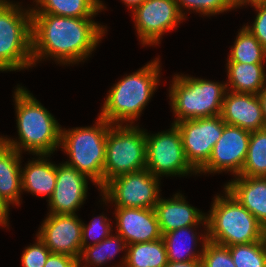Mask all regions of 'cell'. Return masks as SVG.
Returning <instances> with one entry per match:
<instances>
[{
    "label": "cell",
    "mask_w": 266,
    "mask_h": 267,
    "mask_svg": "<svg viewBox=\"0 0 266 267\" xmlns=\"http://www.w3.org/2000/svg\"><path fill=\"white\" fill-rule=\"evenodd\" d=\"M126 247L127 243L119 234L115 236L109 235L95 245L89 243V246L82 248L81 250V254L78 258L79 267L82 266L81 262H85L82 267H90L92 265L103 266L105 265L104 263L113 259L120 250L123 251Z\"/></svg>",
    "instance_id": "27"
},
{
    "label": "cell",
    "mask_w": 266,
    "mask_h": 267,
    "mask_svg": "<svg viewBox=\"0 0 266 267\" xmlns=\"http://www.w3.org/2000/svg\"><path fill=\"white\" fill-rule=\"evenodd\" d=\"M159 59L115 83L105 98L100 117L111 124L132 125L155 92L160 73Z\"/></svg>",
    "instance_id": "3"
},
{
    "label": "cell",
    "mask_w": 266,
    "mask_h": 267,
    "mask_svg": "<svg viewBox=\"0 0 266 267\" xmlns=\"http://www.w3.org/2000/svg\"><path fill=\"white\" fill-rule=\"evenodd\" d=\"M159 178L147 169L117 176L101 189L103 202L116 207L154 209L160 197Z\"/></svg>",
    "instance_id": "9"
},
{
    "label": "cell",
    "mask_w": 266,
    "mask_h": 267,
    "mask_svg": "<svg viewBox=\"0 0 266 267\" xmlns=\"http://www.w3.org/2000/svg\"><path fill=\"white\" fill-rule=\"evenodd\" d=\"M127 252L117 267H166L167 251L163 239L127 245ZM116 267V266H113Z\"/></svg>",
    "instance_id": "25"
},
{
    "label": "cell",
    "mask_w": 266,
    "mask_h": 267,
    "mask_svg": "<svg viewBox=\"0 0 266 267\" xmlns=\"http://www.w3.org/2000/svg\"><path fill=\"white\" fill-rule=\"evenodd\" d=\"M225 189L256 219L266 224V177L235 176Z\"/></svg>",
    "instance_id": "19"
},
{
    "label": "cell",
    "mask_w": 266,
    "mask_h": 267,
    "mask_svg": "<svg viewBox=\"0 0 266 267\" xmlns=\"http://www.w3.org/2000/svg\"><path fill=\"white\" fill-rule=\"evenodd\" d=\"M51 254L48 247L37 236V242L25 248L21 263L23 267H44Z\"/></svg>",
    "instance_id": "33"
},
{
    "label": "cell",
    "mask_w": 266,
    "mask_h": 267,
    "mask_svg": "<svg viewBox=\"0 0 266 267\" xmlns=\"http://www.w3.org/2000/svg\"><path fill=\"white\" fill-rule=\"evenodd\" d=\"M105 29L93 18L31 14L33 65L43 57L64 65L77 64L92 54Z\"/></svg>",
    "instance_id": "1"
},
{
    "label": "cell",
    "mask_w": 266,
    "mask_h": 267,
    "mask_svg": "<svg viewBox=\"0 0 266 267\" xmlns=\"http://www.w3.org/2000/svg\"><path fill=\"white\" fill-rule=\"evenodd\" d=\"M181 135L186 159L198 172L209 160L212 148L222 136L226 123L221 116L175 123Z\"/></svg>",
    "instance_id": "11"
},
{
    "label": "cell",
    "mask_w": 266,
    "mask_h": 267,
    "mask_svg": "<svg viewBox=\"0 0 266 267\" xmlns=\"http://www.w3.org/2000/svg\"><path fill=\"white\" fill-rule=\"evenodd\" d=\"M263 1H266V0H232V3H233L234 8H238L239 6H242V5L244 6L245 4L254 5L257 3H261Z\"/></svg>",
    "instance_id": "39"
},
{
    "label": "cell",
    "mask_w": 266,
    "mask_h": 267,
    "mask_svg": "<svg viewBox=\"0 0 266 267\" xmlns=\"http://www.w3.org/2000/svg\"><path fill=\"white\" fill-rule=\"evenodd\" d=\"M117 233L127 243H144L162 238L154 209L115 207Z\"/></svg>",
    "instance_id": "16"
},
{
    "label": "cell",
    "mask_w": 266,
    "mask_h": 267,
    "mask_svg": "<svg viewBox=\"0 0 266 267\" xmlns=\"http://www.w3.org/2000/svg\"><path fill=\"white\" fill-rule=\"evenodd\" d=\"M200 261L201 267H236L229 247L209 240L206 241Z\"/></svg>",
    "instance_id": "30"
},
{
    "label": "cell",
    "mask_w": 266,
    "mask_h": 267,
    "mask_svg": "<svg viewBox=\"0 0 266 267\" xmlns=\"http://www.w3.org/2000/svg\"><path fill=\"white\" fill-rule=\"evenodd\" d=\"M166 267H201V261L193 260L188 262H168Z\"/></svg>",
    "instance_id": "37"
},
{
    "label": "cell",
    "mask_w": 266,
    "mask_h": 267,
    "mask_svg": "<svg viewBox=\"0 0 266 267\" xmlns=\"http://www.w3.org/2000/svg\"><path fill=\"white\" fill-rule=\"evenodd\" d=\"M121 1H123L124 4H126L127 7H129V9L131 8L133 10L134 8L142 4L145 0H121Z\"/></svg>",
    "instance_id": "40"
},
{
    "label": "cell",
    "mask_w": 266,
    "mask_h": 267,
    "mask_svg": "<svg viewBox=\"0 0 266 267\" xmlns=\"http://www.w3.org/2000/svg\"><path fill=\"white\" fill-rule=\"evenodd\" d=\"M142 45H156L165 31L173 30L185 19L175 0H145L131 10Z\"/></svg>",
    "instance_id": "12"
},
{
    "label": "cell",
    "mask_w": 266,
    "mask_h": 267,
    "mask_svg": "<svg viewBox=\"0 0 266 267\" xmlns=\"http://www.w3.org/2000/svg\"><path fill=\"white\" fill-rule=\"evenodd\" d=\"M110 219L107 220V217L104 215L97 216L91 220L89 225H85L82 222V248L89 246L88 239L92 238L93 245L101 242L111 234V225Z\"/></svg>",
    "instance_id": "32"
},
{
    "label": "cell",
    "mask_w": 266,
    "mask_h": 267,
    "mask_svg": "<svg viewBox=\"0 0 266 267\" xmlns=\"http://www.w3.org/2000/svg\"><path fill=\"white\" fill-rule=\"evenodd\" d=\"M220 116L227 125L249 132L265 128L262 104L256 94L226 91Z\"/></svg>",
    "instance_id": "17"
},
{
    "label": "cell",
    "mask_w": 266,
    "mask_h": 267,
    "mask_svg": "<svg viewBox=\"0 0 266 267\" xmlns=\"http://www.w3.org/2000/svg\"><path fill=\"white\" fill-rule=\"evenodd\" d=\"M126 124H112L108 130L103 186L117 176L146 169V132Z\"/></svg>",
    "instance_id": "8"
},
{
    "label": "cell",
    "mask_w": 266,
    "mask_h": 267,
    "mask_svg": "<svg viewBox=\"0 0 266 267\" xmlns=\"http://www.w3.org/2000/svg\"><path fill=\"white\" fill-rule=\"evenodd\" d=\"M20 164L21 154L0 139V198L8 207L11 204L20 205L22 193Z\"/></svg>",
    "instance_id": "20"
},
{
    "label": "cell",
    "mask_w": 266,
    "mask_h": 267,
    "mask_svg": "<svg viewBox=\"0 0 266 267\" xmlns=\"http://www.w3.org/2000/svg\"><path fill=\"white\" fill-rule=\"evenodd\" d=\"M96 125L61 130L60 147L69 155L65 163L103 187L107 133L112 125L98 116Z\"/></svg>",
    "instance_id": "4"
},
{
    "label": "cell",
    "mask_w": 266,
    "mask_h": 267,
    "mask_svg": "<svg viewBox=\"0 0 266 267\" xmlns=\"http://www.w3.org/2000/svg\"><path fill=\"white\" fill-rule=\"evenodd\" d=\"M44 267H79V262L70 255L51 253Z\"/></svg>",
    "instance_id": "35"
},
{
    "label": "cell",
    "mask_w": 266,
    "mask_h": 267,
    "mask_svg": "<svg viewBox=\"0 0 266 267\" xmlns=\"http://www.w3.org/2000/svg\"><path fill=\"white\" fill-rule=\"evenodd\" d=\"M226 91L224 82L222 84L176 74L169 90L171 108L176 116L172 124L219 116Z\"/></svg>",
    "instance_id": "6"
},
{
    "label": "cell",
    "mask_w": 266,
    "mask_h": 267,
    "mask_svg": "<svg viewBox=\"0 0 266 267\" xmlns=\"http://www.w3.org/2000/svg\"><path fill=\"white\" fill-rule=\"evenodd\" d=\"M261 242L266 251V224L261 225Z\"/></svg>",
    "instance_id": "41"
},
{
    "label": "cell",
    "mask_w": 266,
    "mask_h": 267,
    "mask_svg": "<svg viewBox=\"0 0 266 267\" xmlns=\"http://www.w3.org/2000/svg\"><path fill=\"white\" fill-rule=\"evenodd\" d=\"M88 177L62 163L56 165V183L48 200L50 214H76L87 197Z\"/></svg>",
    "instance_id": "15"
},
{
    "label": "cell",
    "mask_w": 266,
    "mask_h": 267,
    "mask_svg": "<svg viewBox=\"0 0 266 267\" xmlns=\"http://www.w3.org/2000/svg\"><path fill=\"white\" fill-rule=\"evenodd\" d=\"M251 6H254L258 13L252 26L250 27V25H246L245 27L259 40L261 45L266 49V1Z\"/></svg>",
    "instance_id": "34"
},
{
    "label": "cell",
    "mask_w": 266,
    "mask_h": 267,
    "mask_svg": "<svg viewBox=\"0 0 266 267\" xmlns=\"http://www.w3.org/2000/svg\"><path fill=\"white\" fill-rule=\"evenodd\" d=\"M228 57L227 62L264 64L266 49L244 25L238 32Z\"/></svg>",
    "instance_id": "26"
},
{
    "label": "cell",
    "mask_w": 266,
    "mask_h": 267,
    "mask_svg": "<svg viewBox=\"0 0 266 267\" xmlns=\"http://www.w3.org/2000/svg\"><path fill=\"white\" fill-rule=\"evenodd\" d=\"M236 267H266V251L261 241L229 246Z\"/></svg>",
    "instance_id": "29"
},
{
    "label": "cell",
    "mask_w": 266,
    "mask_h": 267,
    "mask_svg": "<svg viewBox=\"0 0 266 267\" xmlns=\"http://www.w3.org/2000/svg\"><path fill=\"white\" fill-rule=\"evenodd\" d=\"M171 126V129L152 136L146 132V169L158 178L162 175L197 174L186 159L177 126Z\"/></svg>",
    "instance_id": "10"
},
{
    "label": "cell",
    "mask_w": 266,
    "mask_h": 267,
    "mask_svg": "<svg viewBox=\"0 0 266 267\" xmlns=\"http://www.w3.org/2000/svg\"><path fill=\"white\" fill-rule=\"evenodd\" d=\"M227 91L258 95L266 86L264 64L227 62ZM231 88L232 90H229Z\"/></svg>",
    "instance_id": "23"
},
{
    "label": "cell",
    "mask_w": 266,
    "mask_h": 267,
    "mask_svg": "<svg viewBox=\"0 0 266 267\" xmlns=\"http://www.w3.org/2000/svg\"><path fill=\"white\" fill-rule=\"evenodd\" d=\"M250 133L226 124L222 136L212 148L208 162L198 173L230 171L234 176L240 175L248 153Z\"/></svg>",
    "instance_id": "13"
},
{
    "label": "cell",
    "mask_w": 266,
    "mask_h": 267,
    "mask_svg": "<svg viewBox=\"0 0 266 267\" xmlns=\"http://www.w3.org/2000/svg\"><path fill=\"white\" fill-rule=\"evenodd\" d=\"M154 210L162 235L175 229L198 226L201 223L205 224V231L207 230L206 215L189 205L180 193L171 199L159 198Z\"/></svg>",
    "instance_id": "18"
},
{
    "label": "cell",
    "mask_w": 266,
    "mask_h": 267,
    "mask_svg": "<svg viewBox=\"0 0 266 267\" xmlns=\"http://www.w3.org/2000/svg\"><path fill=\"white\" fill-rule=\"evenodd\" d=\"M13 98L20 142L2 136L0 139L20 154L23 148L33 155L50 156L60 146L62 127L54 116L20 85L16 87Z\"/></svg>",
    "instance_id": "2"
},
{
    "label": "cell",
    "mask_w": 266,
    "mask_h": 267,
    "mask_svg": "<svg viewBox=\"0 0 266 267\" xmlns=\"http://www.w3.org/2000/svg\"><path fill=\"white\" fill-rule=\"evenodd\" d=\"M239 176L266 177V128L250 133L247 157Z\"/></svg>",
    "instance_id": "28"
},
{
    "label": "cell",
    "mask_w": 266,
    "mask_h": 267,
    "mask_svg": "<svg viewBox=\"0 0 266 267\" xmlns=\"http://www.w3.org/2000/svg\"><path fill=\"white\" fill-rule=\"evenodd\" d=\"M38 157L29 161L25 169L21 168L22 190L36 196L48 197L49 200L55 188L56 165L47 160L48 155Z\"/></svg>",
    "instance_id": "21"
},
{
    "label": "cell",
    "mask_w": 266,
    "mask_h": 267,
    "mask_svg": "<svg viewBox=\"0 0 266 267\" xmlns=\"http://www.w3.org/2000/svg\"><path fill=\"white\" fill-rule=\"evenodd\" d=\"M182 16L183 6L188 10H196L202 15H215L226 12L227 10L234 9L232 0H175Z\"/></svg>",
    "instance_id": "31"
},
{
    "label": "cell",
    "mask_w": 266,
    "mask_h": 267,
    "mask_svg": "<svg viewBox=\"0 0 266 267\" xmlns=\"http://www.w3.org/2000/svg\"><path fill=\"white\" fill-rule=\"evenodd\" d=\"M207 214L208 240L224 246L261 241V224L225 188Z\"/></svg>",
    "instance_id": "5"
},
{
    "label": "cell",
    "mask_w": 266,
    "mask_h": 267,
    "mask_svg": "<svg viewBox=\"0 0 266 267\" xmlns=\"http://www.w3.org/2000/svg\"><path fill=\"white\" fill-rule=\"evenodd\" d=\"M10 208L3 202L0 198V225L7 226L8 225V211Z\"/></svg>",
    "instance_id": "36"
},
{
    "label": "cell",
    "mask_w": 266,
    "mask_h": 267,
    "mask_svg": "<svg viewBox=\"0 0 266 267\" xmlns=\"http://www.w3.org/2000/svg\"><path fill=\"white\" fill-rule=\"evenodd\" d=\"M0 4V71L32 67L31 9Z\"/></svg>",
    "instance_id": "7"
},
{
    "label": "cell",
    "mask_w": 266,
    "mask_h": 267,
    "mask_svg": "<svg viewBox=\"0 0 266 267\" xmlns=\"http://www.w3.org/2000/svg\"><path fill=\"white\" fill-rule=\"evenodd\" d=\"M263 110L264 117V127L266 128V86L262 89V91L258 94Z\"/></svg>",
    "instance_id": "38"
},
{
    "label": "cell",
    "mask_w": 266,
    "mask_h": 267,
    "mask_svg": "<svg viewBox=\"0 0 266 267\" xmlns=\"http://www.w3.org/2000/svg\"><path fill=\"white\" fill-rule=\"evenodd\" d=\"M7 3H11V2H9L7 0H0V4H7Z\"/></svg>",
    "instance_id": "42"
},
{
    "label": "cell",
    "mask_w": 266,
    "mask_h": 267,
    "mask_svg": "<svg viewBox=\"0 0 266 267\" xmlns=\"http://www.w3.org/2000/svg\"><path fill=\"white\" fill-rule=\"evenodd\" d=\"M37 8L31 14H52L73 18H93L105 9L100 0H35Z\"/></svg>",
    "instance_id": "24"
},
{
    "label": "cell",
    "mask_w": 266,
    "mask_h": 267,
    "mask_svg": "<svg viewBox=\"0 0 266 267\" xmlns=\"http://www.w3.org/2000/svg\"><path fill=\"white\" fill-rule=\"evenodd\" d=\"M196 227L197 226L183 227L169 231L162 235V239L167 251L168 262H188L193 260H201L203 248L206 244V241L208 240L207 230L204 235H201V239L203 241L202 249L200 250V252L197 251V253H195L196 251H193L195 249L194 246H197V240H200L197 238L198 236H196L197 233L193 232V228ZM190 248L193 250H191Z\"/></svg>",
    "instance_id": "22"
},
{
    "label": "cell",
    "mask_w": 266,
    "mask_h": 267,
    "mask_svg": "<svg viewBox=\"0 0 266 267\" xmlns=\"http://www.w3.org/2000/svg\"><path fill=\"white\" fill-rule=\"evenodd\" d=\"M39 239L51 253L79 258L82 250V221L76 214H49L41 224Z\"/></svg>",
    "instance_id": "14"
}]
</instances>
